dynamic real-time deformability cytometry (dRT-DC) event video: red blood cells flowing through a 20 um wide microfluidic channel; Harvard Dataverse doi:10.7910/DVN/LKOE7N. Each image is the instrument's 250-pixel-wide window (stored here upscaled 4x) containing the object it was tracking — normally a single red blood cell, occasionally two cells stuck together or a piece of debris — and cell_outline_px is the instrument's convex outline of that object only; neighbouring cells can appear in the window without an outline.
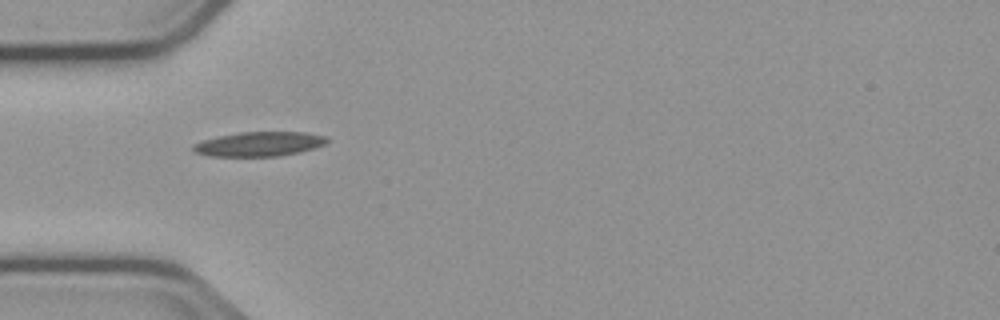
{"species": "common noctule bat (a hibernating species)", "species_latin": "Nyctalus noctula", "temperature_condition": "cold", "stored_images_in_passage": 39, "camera_frame_rate_fps": 3000, "um_per_image_px": 0.085, "animal": {"sex": "male", "body_mass_g": 23.1, "forearm_length_mm": 52.7}, "frame": {"image": 1, "passage_image": 1, "time_ms": 0.0, "image_size_px": [1000, 320], "cell_outline_px": [[328, 140], [324, 144], [300, 152], [280, 156], [208, 156], [192, 152], [192, 144], [200, 140], [216, 136], [240, 132], [304, 132], [328, 136]], "centroid_in_image_um": [21.96, 12.24], "position_along_channel_um": 63.0, "area_um2": 19.31}}
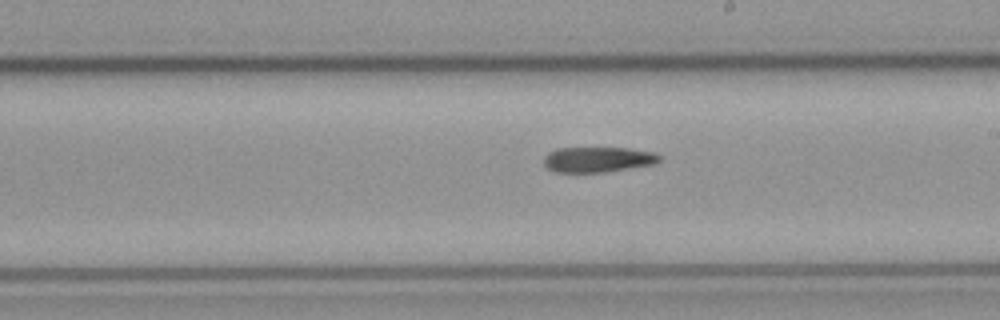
{"frame": {"image": 2, "passage_image": 15, "time_ms": 4.667, "image_size_px": [1000, 320], "cell_outline_px": [[660, 160], [656, 164], [604, 172], [552, 172], [544, 164], [544, 156], [548, 152], [556, 148], [628, 148], [656, 152], [660, 156]], "centroid_in_image_um": [50.82, 13.55], "position_along_channel_um": 238.2, "area_um2": 17.22}}
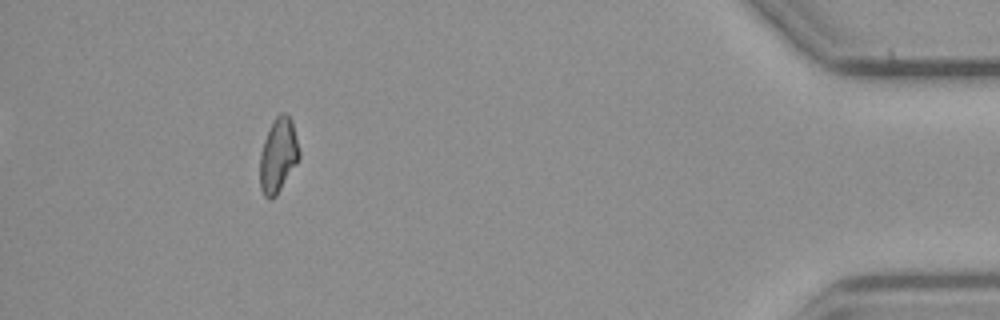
{"frame": {"image": 3, "passage_image": 34, "time_ms": 11.0, "image_size_px": [1000, 320], "cell_outline_px": [[300, 156], [296, 164], [276, 196], [272, 200], [268, 200], [264, 196], [260, 188], [260, 152], [264, 140], [276, 116], [280, 112], [284, 112], [292, 120], [300, 152]], "centroid_in_image_um": [23.64, 13.23], "position_along_channel_um": 411.6, "area_um2": 16.99}}